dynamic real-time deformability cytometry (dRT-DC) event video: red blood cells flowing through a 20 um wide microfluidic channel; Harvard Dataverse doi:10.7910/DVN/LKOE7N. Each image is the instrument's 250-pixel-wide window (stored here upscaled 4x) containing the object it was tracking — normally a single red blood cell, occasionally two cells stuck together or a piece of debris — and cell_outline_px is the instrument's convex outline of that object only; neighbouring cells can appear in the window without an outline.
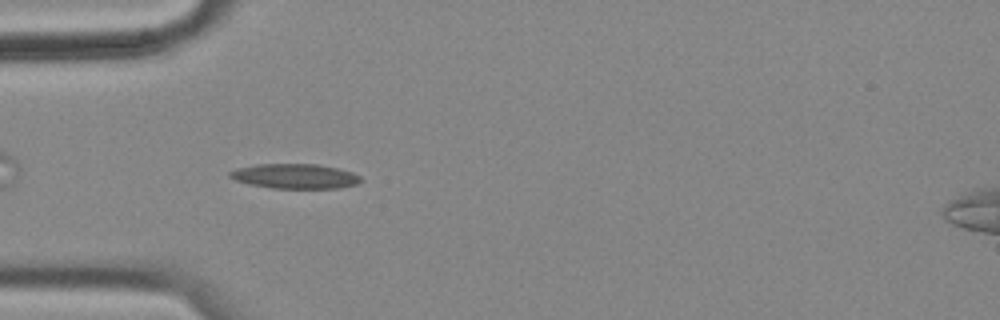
{"species": "common noctule bat (a hibernating species)", "species_latin": "Nyctalus noctula", "temperature_condition": "cold", "stored_images_in_passage": 45, "camera_frame_rate_fps": 3000, "um_per_image_px": 0.085, "animal": {"sex": "female", "body_mass_g": 18.4}, "frame": {"image": 1, "passage_image": 3, "time_ms": 0.667, "image_size_px": [1000, 320], "cell_outline_px": [[364, 180], [356, 184], [336, 188], [272, 188], [248, 184], [236, 180], [228, 176], [228, 172], [236, 168], [256, 164], [316, 164], [336, 168], [352, 172], [360, 176]], "centroid_in_image_um": [25.04, 14.97], "position_along_channel_um": 60.0, "area_um2": 18.9}}
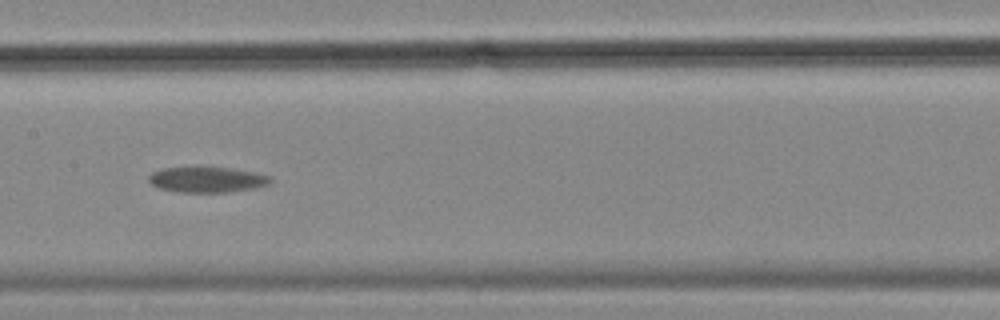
{"frame": {"image": 2, "passage_image": 15, "time_ms": 4.667, "image_size_px": [1000, 320], "cell_outline_px": [[272, 180], [268, 184], [252, 188], [228, 192], [180, 192], [160, 188], [152, 184], [148, 180], [148, 176], [152, 172], [164, 168], [228, 168], [252, 172], [272, 176]], "centroid_in_image_um": [17.59, 15.27], "position_along_channel_um": 189.8, "area_um2": 17.69}}
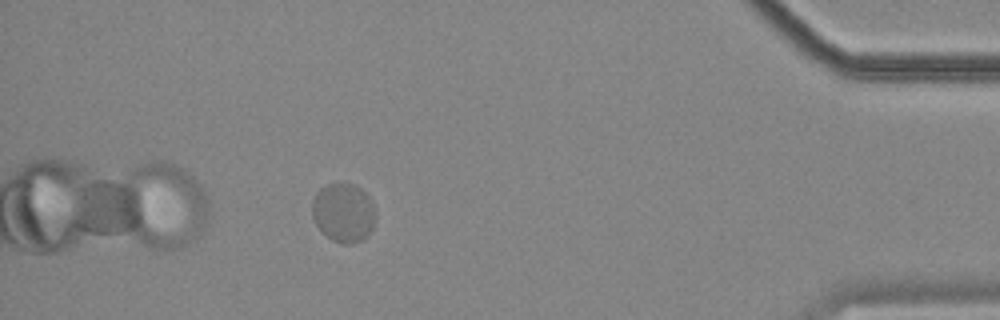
{"frame": {"image": 3, "passage_image": 39, "time_ms": 12.667, "image_size_px": [1000, 320], "cell_outline_px": [[376, 220], [368, 236], [364, 240], [352, 244], [344, 244], [332, 240], [316, 224], [312, 216], [312, 200], [316, 192], [320, 188], [328, 184], [356, 184], [372, 200], [376, 212]], "centroid_in_image_um": [29.23, 18.08], "position_along_channel_um": 406.0, "area_um2": 22.02}}